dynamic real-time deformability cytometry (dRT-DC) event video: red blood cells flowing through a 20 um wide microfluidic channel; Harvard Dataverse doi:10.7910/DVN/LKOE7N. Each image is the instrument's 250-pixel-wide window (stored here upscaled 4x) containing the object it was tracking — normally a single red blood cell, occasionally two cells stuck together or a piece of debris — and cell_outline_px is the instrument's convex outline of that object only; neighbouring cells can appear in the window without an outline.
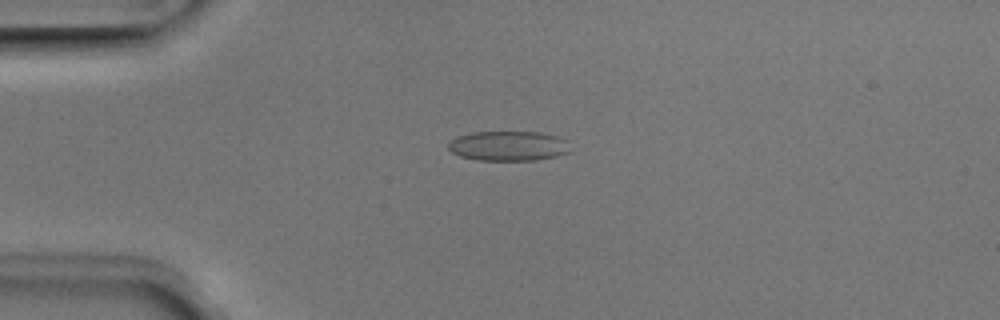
{"species": "Egyptian fruit bat (a non-hibernating species)", "species_latin": "Rousettus aegyptiacus", "temperature_condition": "room temperature", "stored_images_in_passage": 44, "camera_frame_rate_fps": 3000, "um_per_image_px": 0.085, "animal": {"sex": "male"}, "frame": {"image": 1, "passage_image": 5, "time_ms": 1.333, "image_size_px": [1000, 320], "cell_outline_px": [[568, 152], [556, 156], [536, 160], [476, 160], [460, 156], [452, 152], [448, 148], [448, 144], [452, 140], [460, 136], [472, 132], [540, 132], [556, 136], [568, 140]], "centroid_in_image_um": [43.22, 12.4], "position_along_channel_um": 41.8, "area_um2": 21.04}}
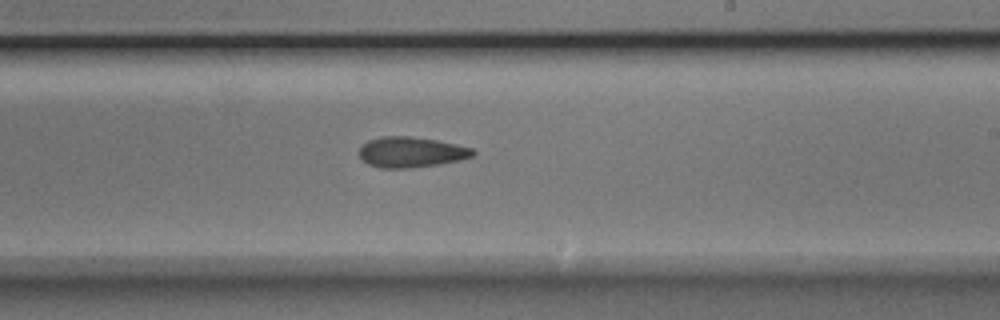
{"frame": {"image": 2, "passage_image": 23, "time_ms": 7.333, "image_size_px": [1000, 320], "cell_outline_px": [[476, 152], [472, 156], [460, 160], [436, 164], [408, 168], [380, 168], [368, 164], [360, 156], [360, 148], [368, 140], [384, 136], [408, 136], [436, 140], [456, 144], [472, 148]], "centroid_in_image_um": [34.95, 12.93], "position_along_channel_um": 254.1, "area_um2": 19.94}}
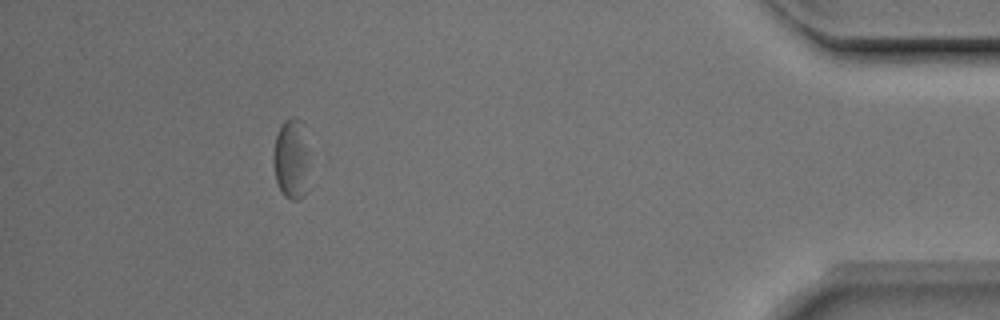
{"frame": {"image": 3, "passage_image": 39, "time_ms": 12.667, "image_size_px": [1000, 320], "cell_outline_px": [[312, 160], [304, 196], [300, 200], [292, 200], [284, 196], [276, 180], [272, 160], [272, 156], [276, 136], [280, 124], [284, 120], [292, 116], [300, 120], [312, 152]], "centroid_in_image_um": [24.82, 13.5], "position_along_channel_um": 410.4, "area_um2": 17.86}, "authors_computed_cell_mechanics": {"area_um2": 20.519, "velocity_mm_per_s": 3.9604, "shape_relaxation_time_tau1_ms": null, "shape_relaxation_time_tau2_ms": 2.5048, "deformation_change_tau1": null, "deformation_change_tau2": 0.0752}}